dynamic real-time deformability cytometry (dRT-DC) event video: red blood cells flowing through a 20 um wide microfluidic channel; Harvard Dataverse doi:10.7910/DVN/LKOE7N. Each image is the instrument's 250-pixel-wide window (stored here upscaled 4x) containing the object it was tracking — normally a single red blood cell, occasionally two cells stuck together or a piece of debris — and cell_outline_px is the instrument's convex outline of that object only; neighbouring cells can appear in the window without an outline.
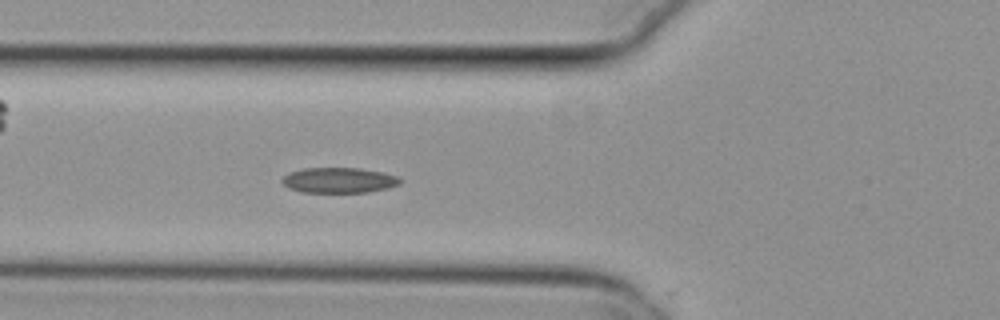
{"species": "common noctule bat (a hibernating species)", "species_latin": "Nyctalus noctula", "temperature_condition": "cold", "stored_images_in_passage": 56, "camera_frame_rate_fps": 3000, "um_per_image_px": 0.085, "animal": {"sex": "female", "body_mass_g": 29.2, "forearm_length_mm": 56.3}, "frame": {"image": 1, "passage_image": 21, "time_ms": 6.667, "image_size_px": [1000, 320], "cell_outline_px": [[400, 184], [388, 188], [368, 192], [300, 192], [288, 188], [280, 180], [288, 172], [300, 168], [360, 168], [384, 172], [396, 176], [400, 180]], "centroid_in_image_um": [28.77, 15.31], "position_along_channel_um": 97.0, "area_um2": 17.57}}
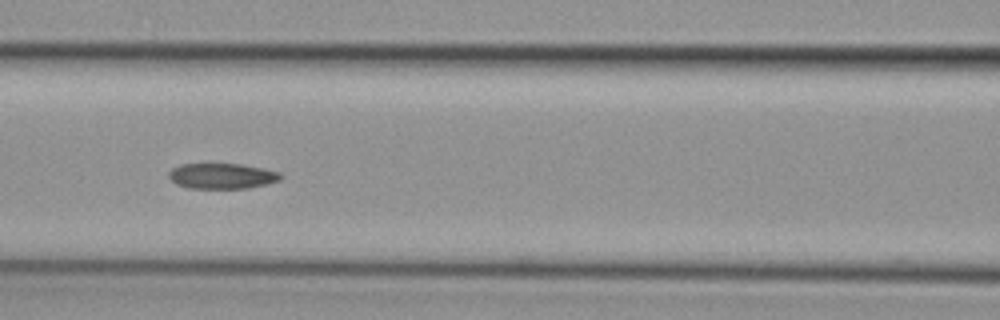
{"frame": {"image": 2, "passage_image": 25, "time_ms": 8.0, "image_size_px": [1000, 320], "cell_outline_px": [[284, 176], [280, 180], [268, 184], [248, 188], [188, 188], [176, 184], [168, 176], [168, 172], [172, 168], [180, 164], [240, 164], [264, 168], [280, 172]], "centroid_in_image_um": [18.9, 14.96], "position_along_channel_um": 147.7, "area_um2": 16.76}}
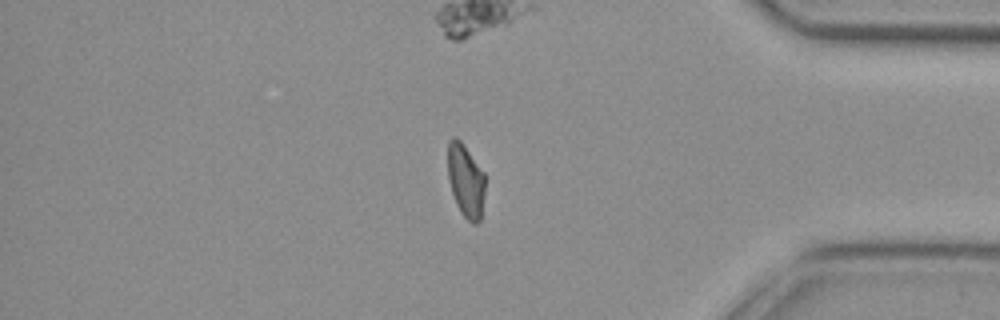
{"frame": {"image": 3, "passage_image": 47, "time_ms": 15.333, "image_size_px": [1000, 320], "cell_outline_px": [[484, 192], [480, 220], [476, 224], [472, 224], [460, 212], [456, 204], [448, 180], [448, 140], [452, 136], [456, 136], [460, 140], [484, 172]], "centroid_in_image_um": [39.57, 15.34], "position_along_channel_um": 395.6, "area_um2": 15.9}, "authors_computed_cell_mechanics": {"area_um2": 17.0799, "velocity_mm_per_s": 3.7473, "shape_relaxation_time_tau1_ms": null, "shape_relaxation_time_tau2_ms": 3.1991, "deformation_change_tau1": null, "deformation_change_tau2": 0.0788}}